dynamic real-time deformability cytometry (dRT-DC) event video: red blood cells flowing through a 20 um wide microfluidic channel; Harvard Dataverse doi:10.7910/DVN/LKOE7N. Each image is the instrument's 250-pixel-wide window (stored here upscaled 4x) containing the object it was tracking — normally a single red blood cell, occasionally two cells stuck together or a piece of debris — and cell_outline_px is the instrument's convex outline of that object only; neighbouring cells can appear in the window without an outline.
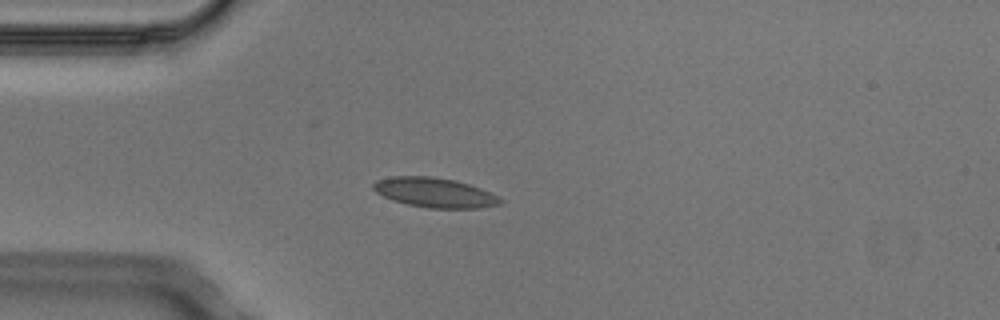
{"species": "Egyptian fruit bat (a non-hibernating species)", "species_latin": "Rousettus aegyptiacus", "temperature_condition": "cold", "stored_images_in_passage": 3, "camera_frame_rate_fps": 3000, "um_per_image_px": 0.085, "animal": {"sex": "male"}, "frame": {"image": 1, "passage_image": 3, "time_ms": 0.667, "image_size_px": [1000, 320], "cell_outline_px": [[504, 200], [500, 204], [480, 208], [428, 208], [408, 204], [392, 200], [376, 192], [372, 188], [372, 184], [376, 180], [392, 176], [432, 176], [456, 180], [480, 188]], "centroid_in_image_um": [36.92, 16.36], "position_along_channel_um": 48.1, "area_um2": 21.91}}